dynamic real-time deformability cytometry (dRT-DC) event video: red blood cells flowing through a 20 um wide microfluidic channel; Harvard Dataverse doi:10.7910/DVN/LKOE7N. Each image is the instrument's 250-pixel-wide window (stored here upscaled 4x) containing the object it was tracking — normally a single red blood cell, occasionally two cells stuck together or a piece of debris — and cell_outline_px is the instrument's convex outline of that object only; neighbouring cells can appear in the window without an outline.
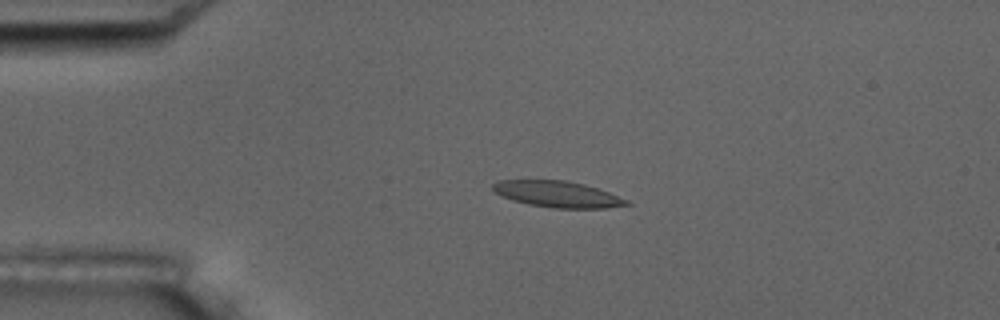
{"species": "common noctule bat (a hibernating species)", "species_latin": "Nyctalus noctula", "temperature_condition": "room temperature", "stored_images_in_passage": 5, "camera_frame_rate_fps": 3000, "um_per_image_px": 0.085, "animal": {"sex": "male", "body_mass_g": 17.5, "forearm_length_mm": 52.3}, "frame": {"image": 1, "passage_image": 3, "time_ms": 3.333, "image_size_px": [1000, 320], "cell_outline_px": [[632, 204], [608, 208], [556, 208], [528, 204], [512, 200], [496, 192], [492, 188], [492, 184], [500, 180], [564, 180], [584, 184], [608, 192], [628, 200]], "centroid_in_image_um": [47.41, 16.5], "position_along_channel_um": 37.6, "area_um2": 20.23}}
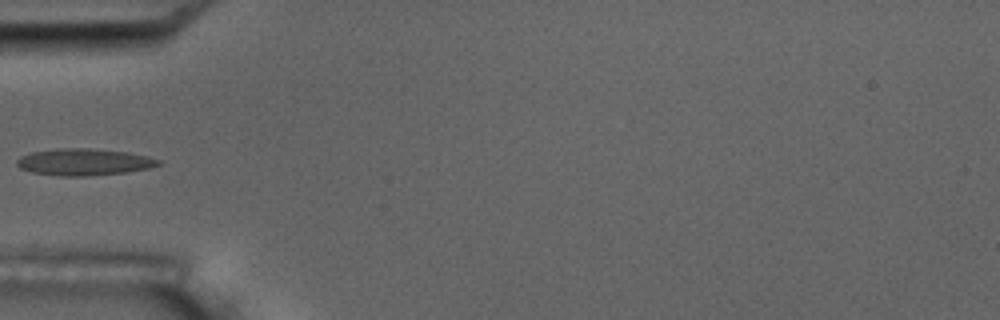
{"frame": {"image": 2, "passage_image": 5, "time_ms": 5.333, "image_size_px": [1000, 320], "cell_outline_px": [[160, 164], [148, 168], [124, 172], [88, 176], [60, 176], [32, 172], [20, 168], [16, 164], [16, 160], [20, 156], [32, 152], [56, 148], [88, 148], [128, 152], [148, 156], [160, 160]], "centroid_in_image_um": [7.1, 13.76], "position_along_channel_um": 77.9, "area_um2": 22.02}}